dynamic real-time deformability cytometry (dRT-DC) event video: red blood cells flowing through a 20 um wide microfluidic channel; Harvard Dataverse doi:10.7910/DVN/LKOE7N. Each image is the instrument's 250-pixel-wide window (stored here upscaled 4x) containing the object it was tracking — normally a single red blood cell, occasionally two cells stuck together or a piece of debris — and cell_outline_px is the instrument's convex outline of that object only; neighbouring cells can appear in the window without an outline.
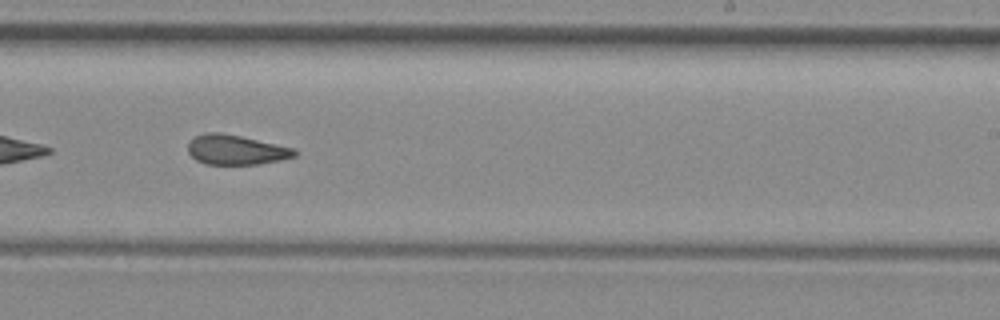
{"species": "common noctule bat (a hibernating species)", "species_latin": "Nyctalus noctula", "temperature_condition": "room temperature", "stored_images_in_passage": 31, "camera_frame_rate_fps": 3000, "um_per_image_px": 0.085, "animal": {"sex": "female", "body_mass_g": 29.2, "forearm_length_mm": 56.3}, "frame": {"image": 1, "passage_image": 18, "time_ms": 5.667, "image_size_px": [1000, 320], "cell_outline_px": [[296, 156], [280, 160], [260, 164], [204, 164], [196, 160], [188, 152], [188, 144], [196, 136], [208, 132], [216, 132], [240, 136], [276, 144], [292, 148], [296, 152]], "centroid_in_image_um": [20.04, 12.74], "position_along_channel_um": 269.0, "area_um2": 18.21}, "authors_computed_cell_mechanics": {"area_um2": 18.9584, "velocity_mm_per_s": 4.0227, "shape_relaxation_time_tau1_ms": null, "shape_relaxation_time_tau2_ms": 2.6165, "deformation_change_tau1": null, "deformation_change_tau2": 0.1064}}